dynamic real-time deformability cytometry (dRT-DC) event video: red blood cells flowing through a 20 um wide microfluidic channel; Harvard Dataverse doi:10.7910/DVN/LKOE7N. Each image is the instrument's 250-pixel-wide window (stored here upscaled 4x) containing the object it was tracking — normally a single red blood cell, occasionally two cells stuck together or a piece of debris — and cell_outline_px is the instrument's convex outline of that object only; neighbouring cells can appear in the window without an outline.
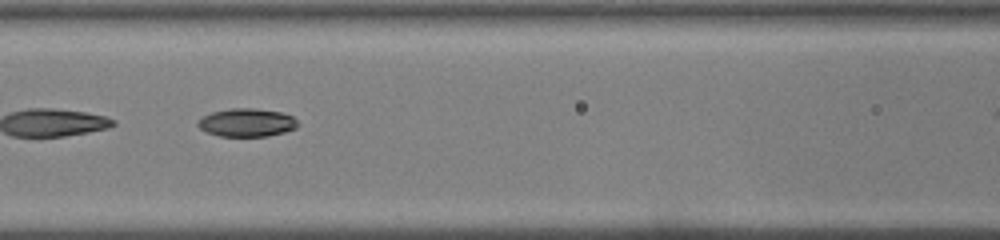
{"species": "common noctule bat (a hibernating species)", "species_latin": "Nyctalus noctula", "temperature_condition": "warm", "stored_images_in_passage": 30, "camera_frame_rate_fps": 3000, "um_per_image_px": 0.085, "animal": {"sex": "male", "body_mass_g": 19.0, "forearm_length_mm": 50.8}, "frame": {"image": 1, "passage_image": 13, "time_ms": 4.0, "image_size_px": [1000, 240], "cell_outline_px": [[300, 124], [296, 128], [284, 132], [268, 136], [220, 136], [208, 132], [200, 128], [196, 124], [196, 120], [212, 112], [228, 108], [256, 108], [280, 112], [292, 116]], "centroid_in_image_um": [20.97, 10.41], "position_along_channel_um": 145.6, "area_um2": 16.47}}